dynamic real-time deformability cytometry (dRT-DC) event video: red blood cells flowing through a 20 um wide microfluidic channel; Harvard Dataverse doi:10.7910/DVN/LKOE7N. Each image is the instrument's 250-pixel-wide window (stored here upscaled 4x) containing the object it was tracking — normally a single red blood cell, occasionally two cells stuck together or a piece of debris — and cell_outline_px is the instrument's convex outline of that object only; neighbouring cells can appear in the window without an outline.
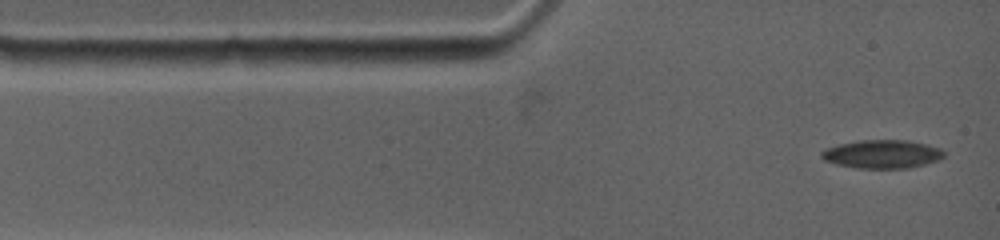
{"species": "common noctule bat (a hibernating species)", "species_latin": "Nyctalus noctula", "temperature_condition": "warm", "stored_images_in_passage": 16, "camera_frame_rate_fps": 4500, "um_per_image_px": 0.085, "animal": {"sex": "female", "body_mass_g": 19.0, "forearm_length_mm": 53.3}, "frame": {"image": 1, "passage_image": 1, "time_ms": 0.0, "image_size_px": [1000, 240], "cell_outline_px": [[944, 156], [936, 160], [924, 164], [904, 168], [860, 168], [836, 164], [824, 160], [820, 156], [820, 152], [828, 148], [840, 144], [864, 140], [904, 140], [924, 144], [940, 148], [944, 152]], "centroid_in_image_um": [74.96, 13.1], "position_along_channel_um": 10.0, "area_um2": 19.83}}
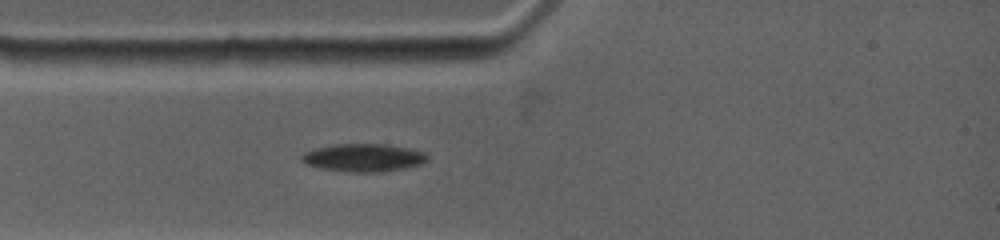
{"frame": {"image": 2, "passage_image": 10, "time_ms": 2.222, "image_size_px": [1000, 240], "cell_outline_px": [[428, 160], [420, 164], [404, 168], [376, 172], [348, 172], [320, 168], [304, 164], [300, 160], [300, 156], [304, 152], [316, 148], [332, 144], [388, 144], [408, 148], [424, 152], [428, 156]], "centroid_in_image_um": [30.85, 13.4], "position_along_channel_um": 54.1, "area_um2": 20.52}}
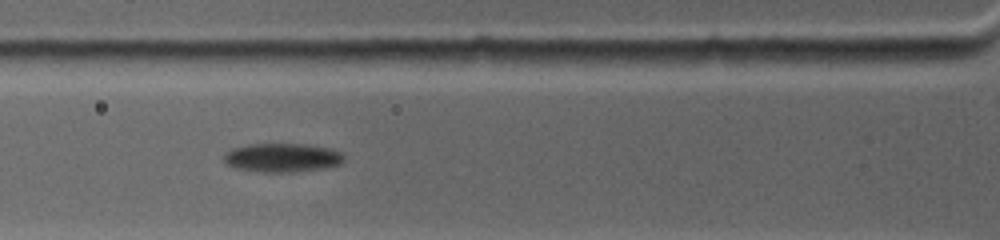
{"frame": {"image": 3, "passage_image": 14, "time_ms": 3.556, "image_size_px": [1000, 240], "cell_outline_px": [[344, 160], [340, 164], [320, 168], [296, 172], [260, 172], [236, 168], [228, 164], [224, 160], [224, 152], [232, 148], [248, 144], [304, 144], [328, 148], [340, 152], [344, 156]], "centroid_in_image_um": [23.95, 13.4], "position_along_channel_um": 101.8, "area_um2": 20.06}}